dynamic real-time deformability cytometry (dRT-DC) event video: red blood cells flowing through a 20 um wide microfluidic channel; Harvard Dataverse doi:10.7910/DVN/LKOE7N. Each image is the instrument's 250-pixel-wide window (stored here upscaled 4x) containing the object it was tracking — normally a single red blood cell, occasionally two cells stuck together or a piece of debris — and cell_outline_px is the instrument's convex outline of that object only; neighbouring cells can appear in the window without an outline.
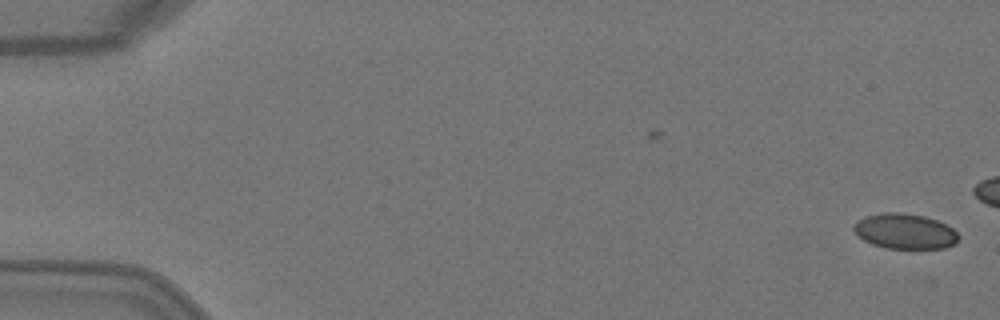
{"species": "Egyptian fruit bat (a non-hibernating species)", "species_latin": "Rousettus aegyptiacus", "temperature_condition": "warm", "stored_images_in_passage": 3, "camera_frame_rate_fps": 3000, "um_per_image_px": 0.085, "animal": {"sex": "female"}, "frame": {"image": 1, "passage_image": 3, "time_ms": 0.667, "image_size_px": [1000, 320], "cell_outline_px": [[960, 236], [956, 244], [944, 248], [884, 248], [872, 244], [864, 240], [852, 228], [852, 224], [856, 220], [864, 216], [884, 212], [900, 212], [924, 216], [936, 220], [952, 228]], "centroid_in_image_um": [76.9, 19.65], "position_along_channel_um": 8.1, "area_um2": 21.62}}